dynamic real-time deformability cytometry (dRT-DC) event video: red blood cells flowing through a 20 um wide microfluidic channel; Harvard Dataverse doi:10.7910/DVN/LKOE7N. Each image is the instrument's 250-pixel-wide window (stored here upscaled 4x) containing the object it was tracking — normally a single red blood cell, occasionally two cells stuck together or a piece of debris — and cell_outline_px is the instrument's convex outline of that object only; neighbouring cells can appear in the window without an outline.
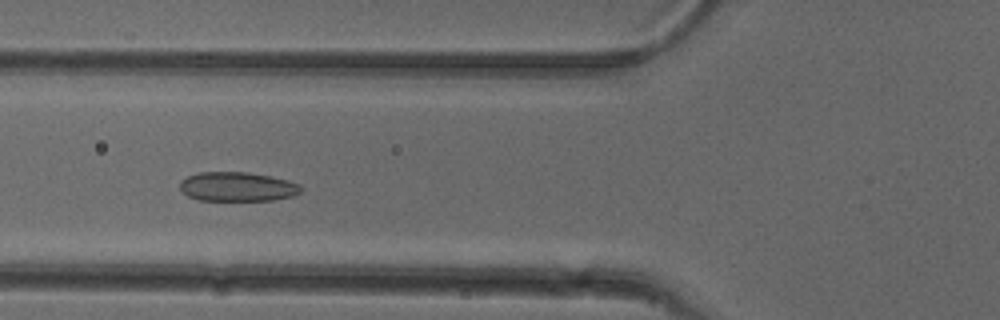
{"species": "common noctule bat (a hibernating species)", "species_latin": "Nyctalus noctula", "temperature_condition": "cold", "stored_images_in_passage": 51, "camera_frame_rate_fps": 3000, "um_per_image_px": 0.085, "animal": {"sex": "female"}, "frame": {"image": 1, "passage_image": 18, "time_ms": 5.667, "image_size_px": [1000, 320], "cell_outline_px": [[304, 188], [296, 196], [272, 200], [200, 200], [188, 196], [180, 188], [180, 180], [188, 176], [200, 172], [248, 172], [272, 176], [288, 180], [300, 184]], "centroid_in_image_um": [20.23, 15.86], "position_along_channel_um": 105.6, "area_um2": 20.81}}
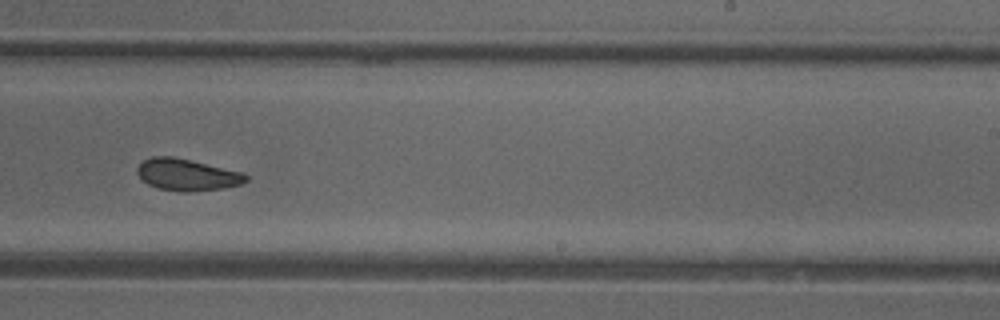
{"frame": {"image": 2, "passage_image": 31, "time_ms": 10.0, "image_size_px": [1000, 320], "cell_outline_px": [[248, 180], [240, 184], [224, 188], [188, 192], [180, 192], [160, 188], [148, 184], [136, 172], [136, 168], [144, 160], [152, 156], [172, 156], [192, 160], [244, 172], [248, 176]], "centroid_in_image_um": [15.93, 14.84], "position_along_channel_um": 273.1, "area_um2": 20.17}}
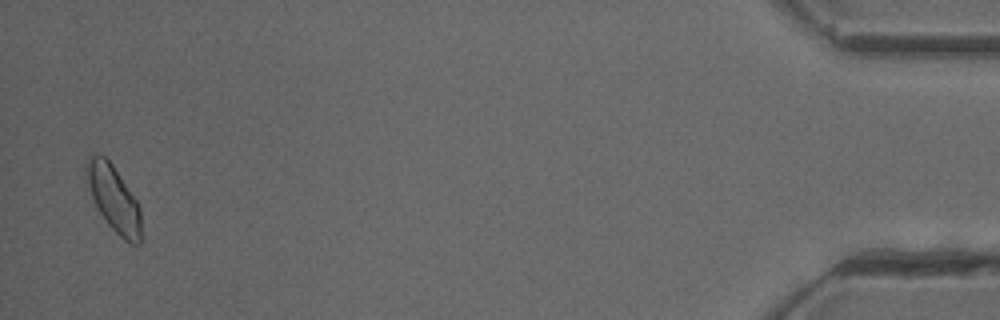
{"frame": {"image": 3, "passage_image": 50, "time_ms": 16.333, "image_size_px": [1000, 320], "cell_outline_px": [[140, 244], [132, 244], [124, 240], [104, 220], [88, 188], [84, 168], [88, 156], [96, 152], [104, 156], [112, 164], [136, 200], [140, 208]], "centroid_in_image_um": [9.63, 16.84], "position_along_channel_um": 425.6, "area_um2": 20.87}, "authors_computed_cell_mechanics": {"area_um2": 20.3456, "velocity_mm_per_s": 3.8682, "shape_relaxation_time_tau1_ms": null, "shape_relaxation_time_tau2_ms": 1.6384, "deformation_change_tau1": null, "deformation_change_tau2": 0.0645}}